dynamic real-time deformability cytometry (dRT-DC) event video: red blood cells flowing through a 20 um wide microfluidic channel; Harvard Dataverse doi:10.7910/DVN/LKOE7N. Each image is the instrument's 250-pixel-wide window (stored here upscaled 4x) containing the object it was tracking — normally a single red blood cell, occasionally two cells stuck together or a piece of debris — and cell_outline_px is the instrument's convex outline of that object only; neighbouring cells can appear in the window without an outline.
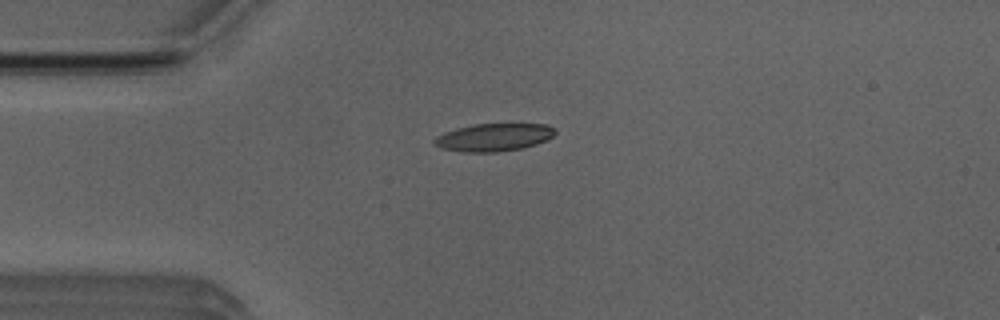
{"species": "Egyptian fruit bat (a non-hibernating species)", "species_latin": "Rousettus aegyptiacus", "temperature_condition": "room temperature", "stored_images_in_passage": 7, "camera_frame_rate_fps": 3000, "um_per_image_px": 0.085, "animal": {"sex": "male"}, "frame": {"image": 1, "passage_image": 4, "time_ms": 3.667, "image_size_px": [1000, 320], "cell_outline_px": [[556, 132], [552, 136], [536, 144], [520, 148], [496, 152], [464, 152], [440, 148], [432, 144], [432, 140], [436, 136], [444, 132], [456, 128], [472, 124], [544, 124], [556, 128]], "centroid_in_image_um": [41.9, 11.67], "position_along_channel_um": 43.1, "area_um2": 19.54}}